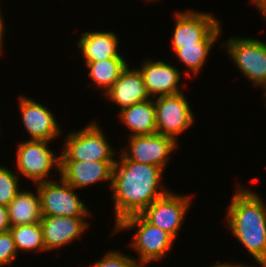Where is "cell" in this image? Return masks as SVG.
<instances>
[{
  "label": "cell",
  "instance_id": "obj_1",
  "mask_svg": "<svg viewBox=\"0 0 266 267\" xmlns=\"http://www.w3.org/2000/svg\"><path fill=\"white\" fill-rule=\"evenodd\" d=\"M164 169L125 159L120 153L112 171L111 200L114 201V225L125 217L140 214L156 199L167 194Z\"/></svg>",
  "mask_w": 266,
  "mask_h": 267
},
{
  "label": "cell",
  "instance_id": "obj_2",
  "mask_svg": "<svg viewBox=\"0 0 266 267\" xmlns=\"http://www.w3.org/2000/svg\"><path fill=\"white\" fill-rule=\"evenodd\" d=\"M226 208L224 224L249 252L255 262L266 267V204L250 187L237 183ZM244 246V247H243Z\"/></svg>",
  "mask_w": 266,
  "mask_h": 267
},
{
  "label": "cell",
  "instance_id": "obj_3",
  "mask_svg": "<svg viewBox=\"0 0 266 267\" xmlns=\"http://www.w3.org/2000/svg\"><path fill=\"white\" fill-rule=\"evenodd\" d=\"M113 228L112 233L116 234L124 230H136L128 245L136 252L138 257L135 260L141 267L162 262L177 241L167 232L149 223L141 214L125 217Z\"/></svg>",
  "mask_w": 266,
  "mask_h": 267
},
{
  "label": "cell",
  "instance_id": "obj_4",
  "mask_svg": "<svg viewBox=\"0 0 266 267\" xmlns=\"http://www.w3.org/2000/svg\"><path fill=\"white\" fill-rule=\"evenodd\" d=\"M87 124L65 135L60 161H116L119 152L111 145L100 123L93 120Z\"/></svg>",
  "mask_w": 266,
  "mask_h": 267
},
{
  "label": "cell",
  "instance_id": "obj_5",
  "mask_svg": "<svg viewBox=\"0 0 266 267\" xmlns=\"http://www.w3.org/2000/svg\"><path fill=\"white\" fill-rule=\"evenodd\" d=\"M221 47L252 87L266 86V42L258 38L231 36Z\"/></svg>",
  "mask_w": 266,
  "mask_h": 267
},
{
  "label": "cell",
  "instance_id": "obj_6",
  "mask_svg": "<svg viewBox=\"0 0 266 267\" xmlns=\"http://www.w3.org/2000/svg\"><path fill=\"white\" fill-rule=\"evenodd\" d=\"M50 143L52 142L30 139L18 142L15 172L19 171L18 174H22L19 176L31 180L34 184L54 180L56 173L51 171L55 170L60 174V155L55 154L53 148H49Z\"/></svg>",
  "mask_w": 266,
  "mask_h": 267
},
{
  "label": "cell",
  "instance_id": "obj_7",
  "mask_svg": "<svg viewBox=\"0 0 266 267\" xmlns=\"http://www.w3.org/2000/svg\"><path fill=\"white\" fill-rule=\"evenodd\" d=\"M58 178V181L51 180L33 185L39 192L42 216L90 217L94 212L80 199L76 189L61 177Z\"/></svg>",
  "mask_w": 266,
  "mask_h": 267
},
{
  "label": "cell",
  "instance_id": "obj_8",
  "mask_svg": "<svg viewBox=\"0 0 266 267\" xmlns=\"http://www.w3.org/2000/svg\"><path fill=\"white\" fill-rule=\"evenodd\" d=\"M172 44L189 45L196 42H217L221 36L222 25L215 14L207 11L189 9L174 12Z\"/></svg>",
  "mask_w": 266,
  "mask_h": 267
},
{
  "label": "cell",
  "instance_id": "obj_9",
  "mask_svg": "<svg viewBox=\"0 0 266 267\" xmlns=\"http://www.w3.org/2000/svg\"><path fill=\"white\" fill-rule=\"evenodd\" d=\"M157 133L173 138L177 143L180 134L193 127L196 119L194 111L184 95V92L175 95L158 96L153 98Z\"/></svg>",
  "mask_w": 266,
  "mask_h": 267
},
{
  "label": "cell",
  "instance_id": "obj_10",
  "mask_svg": "<svg viewBox=\"0 0 266 267\" xmlns=\"http://www.w3.org/2000/svg\"><path fill=\"white\" fill-rule=\"evenodd\" d=\"M119 153L136 163L150 164L166 170L172 153L179 148L173 138L159 133L151 135H136L127 138Z\"/></svg>",
  "mask_w": 266,
  "mask_h": 267
},
{
  "label": "cell",
  "instance_id": "obj_11",
  "mask_svg": "<svg viewBox=\"0 0 266 267\" xmlns=\"http://www.w3.org/2000/svg\"><path fill=\"white\" fill-rule=\"evenodd\" d=\"M191 199L192 195L169 191L164 196L156 199L140 214L149 223L167 232L176 240L192 204Z\"/></svg>",
  "mask_w": 266,
  "mask_h": 267
},
{
  "label": "cell",
  "instance_id": "obj_12",
  "mask_svg": "<svg viewBox=\"0 0 266 267\" xmlns=\"http://www.w3.org/2000/svg\"><path fill=\"white\" fill-rule=\"evenodd\" d=\"M21 122L30 140L54 141L60 137L63 129L56 119L54 111L29 96L18 97Z\"/></svg>",
  "mask_w": 266,
  "mask_h": 267
},
{
  "label": "cell",
  "instance_id": "obj_13",
  "mask_svg": "<svg viewBox=\"0 0 266 267\" xmlns=\"http://www.w3.org/2000/svg\"><path fill=\"white\" fill-rule=\"evenodd\" d=\"M140 66L139 70L142 72L150 98L183 92L180 84V82H183L181 81L183 73L180 68L172 63L170 64L168 60H153L148 57L140 63Z\"/></svg>",
  "mask_w": 266,
  "mask_h": 267
},
{
  "label": "cell",
  "instance_id": "obj_14",
  "mask_svg": "<svg viewBox=\"0 0 266 267\" xmlns=\"http://www.w3.org/2000/svg\"><path fill=\"white\" fill-rule=\"evenodd\" d=\"M87 219L88 217L42 216L40 224L45 250L49 253L51 250L58 251L81 239L90 228L91 223Z\"/></svg>",
  "mask_w": 266,
  "mask_h": 267
},
{
  "label": "cell",
  "instance_id": "obj_15",
  "mask_svg": "<svg viewBox=\"0 0 266 267\" xmlns=\"http://www.w3.org/2000/svg\"><path fill=\"white\" fill-rule=\"evenodd\" d=\"M116 161H60V177L75 189L98 184H112V171Z\"/></svg>",
  "mask_w": 266,
  "mask_h": 267
},
{
  "label": "cell",
  "instance_id": "obj_16",
  "mask_svg": "<svg viewBox=\"0 0 266 267\" xmlns=\"http://www.w3.org/2000/svg\"><path fill=\"white\" fill-rule=\"evenodd\" d=\"M103 96L114 104L119 111L134 104L151 99L147 93L144 78L139 68H131L129 64L121 72L120 77Z\"/></svg>",
  "mask_w": 266,
  "mask_h": 267
},
{
  "label": "cell",
  "instance_id": "obj_17",
  "mask_svg": "<svg viewBox=\"0 0 266 267\" xmlns=\"http://www.w3.org/2000/svg\"><path fill=\"white\" fill-rule=\"evenodd\" d=\"M119 35L113 31L88 30L81 33L77 41V49L81 51L84 65L89 62L106 60L111 58H124L119 53Z\"/></svg>",
  "mask_w": 266,
  "mask_h": 267
},
{
  "label": "cell",
  "instance_id": "obj_18",
  "mask_svg": "<svg viewBox=\"0 0 266 267\" xmlns=\"http://www.w3.org/2000/svg\"><path fill=\"white\" fill-rule=\"evenodd\" d=\"M117 119L130 132L127 137L157 133L153 98L118 111Z\"/></svg>",
  "mask_w": 266,
  "mask_h": 267
},
{
  "label": "cell",
  "instance_id": "obj_19",
  "mask_svg": "<svg viewBox=\"0 0 266 267\" xmlns=\"http://www.w3.org/2000/svg\"><path fill=\"white\" fill-rule=\"evenodd\" d=\"M22 189L8 204L9 222L11 226L40 223L41 205L39 192Z\"/></svg>",
  "mask_w": 266,
  "mask_h": 267
},
{
  "label": "cell",
  "instance_id": "obj_20",
  "mask_svg": "<svg viewBox=\"0 0 266 267\" xmlns=\"http://www.w3.org/2000/svg\"><path fill=\"white\" fill-rule=\"evenodd\" d=\"M126 58H111L106 60L94 61L87 63V76L90 79L89 86L103 92L104 95L120 77L121 72L129 64Z\"/></svg>",
  "mask_w": 266,
  "mask_h": 267
},
{
  "label": "cell",
  "instance_id": "obj_21",
  "mask_svg": "<svg viewBox=\"0 0 266 267\" xmlns=\"http://www.w3.org/2000/svg\"><path fill=\"white\" fill-rule=\"evenodd\" d=\"M218 43L221 47V42H196L189 45H171L173 55L180 61L179 64H183L188 72H184L185 78L197 76L200 71L203 70L204 65L209 60L210 52H212L213 46Z\"/></svg>",
  "mask_w": 266,
  "mask_h": 267
},
{
  "label": "cell",
  "instance_id": "obj_22",
  "mask_svg": "<svg viewBox=\"0 0 266 267\" xmlns=\"http://www.w3.org/2000/svg\"><path fill=\"white\" fill-rule=\"evenodd\" d=\"M9 231L13 236L18 255L19 252L20 254L21 252H27V254L30 252L47 253L43 241V230L40 223L11 226Z\"/></svg>",
  "mask_w": 266,
  "mask_h": 267
},
{
  "label": "cell",
  "instance_id": "obj_23",
  "mask_svg": "<svg viewBox=\"0 0 266 267\" xmlns=\"http://www.w3.org/2000/svg\"><path fill=\"white\" fill-rule=\"evenodd\" d=\"M11 170L8 166H0V204L8 206V204L21 191L20 176Z\"/></svg>",
  "mask_w": 266,
  "mask_h": 267
},
{
  "label": "cell",
  "instance_id": "obj_24",
  "mask_svg": "<svg viewBox=\"0 0 266 267\" xmlns=\"http://www.w3.org/2000/svg\"><path fill=\"white\" fill-rule=\"evenodd\" d=\"M103 258L91 263L90 267H141L134 256L122 253V250H109ZM92 265V266H91Z\"/></svg>",
  "mask_w": 266,
  "mask_h": 267
},
{
  "label": "cell",
  "instance_id": "obj_25",
  "mask_svg": "<svg viewBox=\"0 0 266 267\" xmlns=\"http://www.w3.org/2000/svg\"><path fill=\"white\" fill-rule=\"evenodd\" d=\"M18 252L10 231L0 233V267L14 265Z\"/></svg>",
  "mask_w": 266,
  "mask_h": 267
},
{
  "label": "cell",
  "instance_id": "obj_26",
  "mask_svg": "<svg viewBox=\"0 0 266 267\" xmlns=\"http://www.w3.org/2000/svg\"><path fill=\"white\" fill-rule=\"evenodd\" d=\"M10 228L8 207L0 204V233L7 232Z\"/></svg>",
  "mask_w": 266,
  "mask_h": 267
},
{
  "label": "cell",
  "instance_id": "obj_27",
  "mask_svg": "<svg viewBox=\"0 0 266 267\" xmlns=\"http://www.w3.org/2000/svg\"><path fill=\"white\" fill-rule=\"evenodd\" d=\"M2 9L0 8V56L4 53V40H5V33L6 32V25L4 24L5 21H4V14H2Z\"/></svg>",
  "mask_w": 266,
  "mask_h": 267
},
{
  "label": "cell",
  "instance_id": "obj_28",
  "mask_svg": "<svg viewBox=\"0 0 266 267\" xmlns=\"http://www.w3.org/2000/svg\"><path fill=\"white\" fill-rule=\"evenodd\" d=\"M253 7L261 13V16L266 22V0H249Z\"/></svg>",
  "mask_w": 266,
  "mask_h": 267
},
{
  "label": "cell",
  "instance_id": "obj_29",
  "mask_svg": "<svg viewBox=\"0 0 266 267\" xmlns=\"http://www.w3.org/2000/svg\"><path fill=\"white\" fill-rule=\"evenodd\" d=\"M258 265H247L246 263H237L234 261L233 263L232 262H223V267H257ZM259 267H265L263 265H260L259 264Z\"/></svg>",
  "mask_w": 266,
  "mask_h": 267
},
{
  "label": "cell",
  "instance_id": "obj_30",
  "mask_svg": "<svg viewBox=\"0 0 266 267\" xmlns=\"http://www.w3.org/2000/svg\"><path fill=\"white\" fill-rule=\"evenodd\" d=\"M262 98L264 97V106L266 107V86L262 89Z\"/></svg>",
  "mask_w": 266,
  "mask_h": 267
},
{
  "label": "cell",
  "instance_id": "obj_31",
  "mask_svg": "<svg viewBox=\"0 0 266 267\" xmlns=\"http://www.w3.org/2000/svg\"><path fill=\"white\" fill-rule=\"evenodd\" d=\"M210 267H223V263L218 262V263H214L213 265H211Z\"/></svg>",
  "mask_w": 266,
  "mask_h": 267
},
{
  "label": "cell",
  "instance_id": "obj_32",
  "mask_svg": "<svg viewBox=\"0 0 266 267\" xmlns=\"http://www.w3.org/2000/svg\"><path fill=\"white\" fill-rule=\"evenodd\" d=\"M143 1H145V3L147 4V3H153L154 1H156L157 2V0H143Z\"/></svg>",
  "mask_w": 266,
  "mask_h": 267
}]
</instances>
